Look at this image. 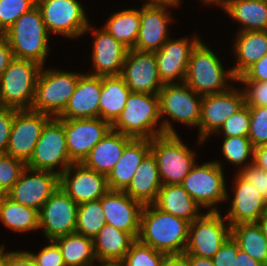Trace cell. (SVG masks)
<instances>
[{"label": "cell", "mask_w": 267, "mask_h": 266, "mask_svg": "<svg viewBox=\"0 0 267 266\" xmlns=\"http://www.w3.org/2000/svg\"><path fill=\"white\" fill-rule=\"evenodd\" d=\"M160 118L158 94L131 92L124 110L111 128L134 139L151 140L163 134H177L170 119H162L159 125Z\"/></svg>", "instance_id": "obj_1"}, {"label": "cell", "mask_w": 267, "mask_h": 266, "mask_svg": "<svg viewBox=\"0 0 267 266\" xmlns=\"http://www.w3.org/2000/svg\"><path fill=\"white\" fill-rule=\"evenodd\" d=\"M188 228V221L148 204L142 210L138 240L166 255H180L186 249Z\"/></svg>", "instance_id": "obj_2"}, {"label": "cell", "mask_w": 267, "mask_h": 266, "mask_svg": "<svg viewBox=\"0 0 267 266\" xmlns=\"http://www.w3.org/2000/svg\"><path fill=\"white\" fill-rule=\"evenodd\" d=\"M4 34L14 58L30 60L44 67L50 50L49 33L37 6L22 14Z\"/></svg>", "instance_id": "obj_3"}, {"label": "cell", "mask_w": 267, "mask_h": 266, "mask_svg": "<svg viewBox=\"0 0 267 266\" xmlns=\"http://www.w3.org/2000/svg\"><path fill=\"white\" fill-rule=\"evenodd\" d=\"M229 79L237 82L231 68L225 70L214 51L200 40L191 52L184 82L205 96L228 90L232 87Z\"/></svg>", "instance_id": "obj_4"}, {"label": "cell", "mask_w": 267, "mask_h": 266, "mask_svg": "<svg viewBox=\"0 0 267 266\" xmlns=\"http://www.w3.org/2000/svg\"><path fill=\"white\" fill-rule=\"evenodd\" d=\"M42 67L30 60L14 58L0 76V107L31 109Z\"/></svg>", "instance_id": "obj_5"}, {"label": "cell", "mask_w": 267, "mask_h": 266, "mask_svg": "<svg viewBox=\"0 0 267 266\" xmlns=\"http://www.w3.org/2000/svg\"><path fill=\"white\" fill-rule=\"evenodd\" d=\"M82 74L42 67L31 110L57 118L73 95Z\"/></svg>", "instance_id": "obj_6"}, {"label": "cell", "mask_w": 267, "mask_h": 266, "mask_svg": "<svg viewBox=\"0 0 267 266\" xmlns=\"http://www.w3.org/2000/svg\"><path fill=\"white\" fill-rule=\"evenodd\" d=\"M178 134H163L150 140V151L156 158L162 185L181 184L196 163L195 152Z\"/></svg>", "instance_id": "obj_7"}, {"label": "cell", "mask_w": 267, "mask_h": 266, "mask_svg": "<svg viewBox=\"0 0 267 266\" xmlns=\"http://www.w3.org/2000/svg\"><path fill=\"white\" fill-rule=\"evenodd\" d=\"M222 167L219 161L195 163L180 184L203 209L219 211L217 204L229 199Z\"/></svg>", "instance_id": "obj_8"}, {"label": "cell", "mask_w": 267, "mask_h": 266, "mask_svg": "<svg viewBox=\"0 0 267 266\" xmlns=\"http://www.w3.org/2000/svg\"><path fill=\"white\" fill-rule=\"evenodd\" d=\"M71 164L66 143L64 119L52 117L45 124L26 167L32 170L51 171L60 175ZM60 165L62 170H55Z\"/></svg>", "instance_id": "obj_9"}, {"label": "cell", "mask_w": 267, "mask_h": 266, "mask_svg": "<svg viewBox=\"0 0 267 266\" xmlns=\"http://www.w3.org/2000/svg\"><path fill=\"white\" fill-rule=\"evenodd\" d=\"M231 236V226L220 211L206 213L189 223L184 254L212 258Z\"/></svg>", "instance_id": "obj_10"}, {"label": "cell", "mask_w": 267, "mask_h": 266, "mask_svg": "<svg viewBox=\"0 0 267 266\" xmlns=\"http://www.w3.org/2000/svg\"><path fill=\"white\" fill-rule=\"evenodd\" d=\"M36 6L49 34L75 39L85 34L90 23L78 0H36Z\"/></svg>", "instance_id": "obj_11"}, {"label": "cell", "mask_w": 267, "mask_h": 266, "mask_svg": "<svg viewBox=\"0 0 267 266\" xmlns=\"http://www.w3.org/2000/svg\"><path fill=\"white\" fill-rule=\"evenodd\" d=\"M78 204L59 186L39 211V229L47 241L75 233Z\"/></svg>", "instance_id": "obj_12"}, {"label": "cell", "mask_w": 267, "mask_h": 266, "mask_svg": "<svg viewBox=\"0 0 267 266\" xmlns=\"http://www.w3.org/2000/svg\"><path fill=\"white\" fill-rule=\"evenodd\" d=\"M244 105V93L239 88L230 87L224 92L203 96L198 144L204 143V140L217 132L223 123Z\"/></svg>", "instance_id": "obj_13"}, {"label": "cell", "mask_w": 267, "mask_h": 266, "mask_svg": "<svg viewBox=\"0 0 267 266\" xmlns=\"http://www.w3.org/2000/svg\"><path fill=\"white\" fill-rule=\"evenodd\" d=\"M160 116L198 127L203 96L197 94L185 82L166 83L159 91Z\"/></svg>", "instance_id": "obj_14"}, {"label": "cell", "mask_w": 267, "mask_h": 266, "mask_svg": "<svg viewBox=\"0 0 267 266\" xmlns=\"http://www.w3.org/2000/svg\"><path fill=\"white\" fill-rule=\"evenodd\" d=\"M52 117L31 109H15L6 155L27 163L41 136L45 124Z\"/></svg>", "instance_id": "obj_15"}, {"label": "cell", "mask_w": 267, "mask_h": 266, "mask_svg": "<svg viewBox=\"0 0 267 266\" xmlns=\"http://www.w3.org/2000/svg\"><path fill=\"white\" fill-rule=\"evenodd\" d=\"M58 187L59 175L57 173L26 167L19 180L6 195L17 203L40 211L45 201Z\"/></svg>", "instance_id": "obj_16"}, {"label": "cell", "mask_w": 267, "mask_h": 266, "mask_svg": "<svg viewBox=\"0 0 267 266\" xmlns=\"http://www.w3.org/2000/svg\"><path fill=\"white\" fill-rule=\"evenodd\" d=\"M121 76L131 92L159 94L164 85L154 52L128 50Z\"/></svg>", "instance_id": "obj_17"}, {"label": "cell", "mask_w": 267, "mask_h": 266, "mask_svg": "<svg viewBox=\"0 0 267 266\" xmlns=\"http://www.w3.org/2000/svg\"><path fill=\"white\" fill-rule=\"evenodd\" d=\"M59 186L78 205L98 200L109 190L107 176L85 167L82 163H72L61 173Z\"/></svg>", "instance_id": "obj_18"}, {"label": "cell", "mask_w": 267, "mask_h": 266, "mask_svg": "<svg viewBox=\"0 0 267 266\" xmlns=\"http://www.w3.org/2000/svg\"><path fill=\"white\" fill-rule=\"evenodd\" d=\"M70 161L82 163L92 148L107 134L111 125L98 118L64 119Z\"/></svg>", "instance_id": "obj_19"}, {"label": "cell", "mask_w": 267, "mask_h": 266, "mask_svg": "<svg viewBox=\"0 0 267 266\" xmlns=\"http://www.w3.org/2000/svg\"><path fill=\"white\" fill-rule=\"evenodd\" d=\"M105 223L129 233L135 240L140 232L141 214L144 205L124 191L108 190L101 197Z\"/></svg>", "instance_id": "obj_20"}, {"label": "cell", "mask_w": 267, "mask_h": 266, "mask_svg": "<svg viewBox=\"0 0 267 266\" xmlns=\"http://www.w3.org/2000/svg\"><path fill=\"white\" fill-rule=\"evenodd\" d=\"M200 40L197 36L192 39L169 38L158 51L154 52L158 73L164 84L174 81L177 83V80H180V83L184 82L191 52Z\"/></svg>", "instance_id": "obj_21"}, {"label": "cell", "mask_w": 267, "mask_h": 266, "mask_svg": "<svg viewBox=\"0 0 267 266\" xmlns=\"http://www.w3.org/2000/svg\"><path fill=\"white\" fill-rule=\"evenodd\" d=\"M178 5L143 4L140 8V29L134 49L141 52L158 51L169 39L168 24L172 17L166 7Z\"/></svg>", "instance_id": "obj_22"}, {"label": "cell", "mask_w": 267, "mask_h": 266, "mask_svg": "<svg viewBox=\"0 0 267 266\" xmlns=\"http://www.w3.org/2000/svg\"><path fill=\"white\" fill-rule=\"evenodd\" d=\"M233 183L234 197L225 219L230 225L256 223L267 212L266 197L238 173Z\"/></svg>", "instance_id": "obj_23"}, {"label": "cell", "mask_w": 267, "mask_h": 266, "mask_svg": "<svg viewBox=\"0 0 267 266\" xmlns=\"http://www.w3.org/2000/svg\"><path fill=\"white\" fill-rule=\"evenodd\" d=\"M94 29V30H93ZM93 32V76L121 75L128 48L117 41L104 28L95 29L89 23L86 32Z\"/></svg>", "instance_id": "obj_24"}, {"label": "cell", "mask_w": 267, "mask_h": 266, "mask_svg": "<svg viewBox=\"0 0 267 266\" xmlns=\"http://www.w3.org/2000/svg\"><path fill=\"white\" fill-rule=\"evenodd\" d=\"M102 76L83 73L59 119H85L99 117V97Z\"/></svg>", "instance_id": "obj_25"}, {"label": "cell", "mask_w": 267, "mask_h": 266, "mask_svg": "<svg viewBox=\"0 0 267 266\" xmlns=\"http://www.w3.org/2000/svg\"><path fill=\"white\" fill-rule=\"evenodd\" d=\"M149 152V139L133 138L125 146L122 156L107 176L109 190L124 191L131 183L137 168Z\"/></svg>", "instance_id": "obj_26"}, {"label": "cell", "mask_w": 267, "mask_h": 266, "mask_svg": "<svg viewBox=\"0 0 267 266\" xmlns=\"http://www.w3.org/2000/svg\"><path fill=\"white\" fill-rule=\"evenodd\" d=\"M132 139L111 128L92 148L82 164L89 169L108 176L116 162L122 156L125 146Z\"/></svg>", "instance_id": "obj_27"}, {"label": "cell", "mask_w": 267, "mask_h": 266, "mask_svg": "<svg viewBox=\"0 0 267 266\" xmlns=\"http://www.w3.org/2000/svg\"><path fill=\"white\" fill-rule=\"evenodd\" d=\"M161 186L157 161L150 151L142 160L124 192L143 205H148L155 202Z\"/></svg>", "instance_id": "obj_28"}, {"label": "cell", "mask_w": 267, "mask_h": 266, "mask_svg": "<svg viewBox=\"0 0 267 266\" xmlns=\"http://www.w3.org/2000/svg\"><path fill=\"white\" fill-rule=\"evenodd\" d=\"M235 37L233 51L237 65L231 70L233 75L238 78L267 54V30L237 32Z\"/></svg>", "instance_id": "obj_29"}, {"label": "cell", "mask_w": 267, "mask_h": 266, "mask_svg": "<svg viewBox=\"0 0 267 266\" xmlns=\"http://www.w3.org/2000/svg\"><path fill=\"white\" fill-rule=\"evenodd\" d=\"M153 205L189 223L203 214L200 213L201 206L180 184L162 185Z\"/></svg>", "instance_id": "obj_30"}, {"label": "cell", "mask_w": 267, "mask_h": 266, "mask_svg": "<svg viewBox=\"0 0 267 266\" xmlns=\"http://www.w3.org/2000/svg\"><path fill=\"white\" fill-rule=\"evenodd\" d=\"M130 93L121 75L102 76L99 117L112 125L124 110Z\"/></svg>", "instance_id": "obj_31"}, {"label": "cell", "mask_w": 267, "mask_h": 266, "mask_svg": "<svg viewBox=\"0 0 267 266\" xmlns=\"http://www.w3.org/2000/svg\"><path fill=\"white\" fill-rule=\"evenodd\" d=\"M134 241L129 233L105 224L93 238L97 261H123Z\"/></svg>", "instance_id": "obj_32"}, {"label": "cell", "mask_w": 267, "mask_h": 266, "mask_svg": "<svg viewBox=\"0 0 267 266\" xmlns=\"http://www.w3.org/2000/svg\"><path fill=\"white\" fill-rule=\"evenodd\" d=\"M225 12L240 23L237 32L267 30L266 0H231Z\"/></svg>", "instance_id": "obj_33"}, {"label": "cell", "mask_w": 267, "mask_h": 266, "mask_svg": "<svg viewBox=\"0 0 267 266\" xmlns=\"http://www.w3.org/2000/svg\"><path fill=\"white\" fill-rule=\"evenodd\" d=\"M0 221L16 232L37 230L39 229V211L3 195L0 196Z\"/></svg>", "instance_id": "obj_34"}, {"label": "cell", "mask_w": 267, "mask_h": 266, "mask_svg": "<svg viewBox=\"0 0 267 266\" xmlns=\"http://www.w3.org/2000/svg\"><path fill=\"white\" fill-rule=\"evenodd\" d=\"M60 248L65 266H93L96 261L93 239L78 233L53 240Z\"/></svg>", "instance_id": "obj_35"}, {"label": "cell", "mask_w": 267, "mask_h": 266, "mask_svg": "<svg viewBox=\"0 0 267 266\" xmlns=\"http://www.w3.org/2000/svg\"><path fill=\"white\" fill-rule=\"evenodd\" d=\"M111 15L102 28L129 50L134 49L140 29V9H123Z\"/></svg>", "instance_id": "obj_36"}, {"label": "cell", "mask_w": 267, "mask_h": 266, "mask_svg": "<svg viewBox=\"0 0 267 266\" xmlns=\"http://www.w3.org/2000/svg\"><path fill=\"white\" fill-rule=\"evenodd\" d=\"M231 226V236L239 248L253 259L267 266V238L257 223H242Z\"/></svg>", "instance_id": "obj_37"}, {"label": "cell", "mask_w": 267, "mask_h": 266, "mask_svg": "<svg viewBox=\"0 0 267 266\" xmlns=\"http://www.w3.org/2000/svg\"><path fill=\"white\" fill-rule=\"evenodd\" d=\"M105 224L101 198L78 205L75 233L93 239Z\"/></svg>", "instance_id": "obj_38"}, {"label": "cell", "mask_w": 267, "mask_h": 266, "mask_svg": "<svg viewBox=\"0 0 267 266\" xmlns=\"http://www.w3.org/2000/svg\"><path fill=\"white\" fill-rule=\"evenodd\" d=\"M222 153L225 159L234 166L243 165L245 167L254 161V146L248 136L224 137ZM249 158L251 161L247 163Z\"/></svg>", "instance_id": "obj_39"}, {"label": "cell", "mask_w": 267, "mask_h": 266, "mask_svg": "<svg viewBox=\"0 0 267 266\" xmlns=\"http://www.w3.org/2000/svg\"><path fill=\"white\" fill-rule=\"evenodd\" d=\"M166 254L136 239L123 259L125 266H159Z\"/></svg>", "instance_id": "obj_40"}, {"label": "cell", "mask_w": 267, "mask_h": 266, "mask_svg": "<svg viewBox=\"0 0 267 266\" xmlns=\"http://www.w3.org/2000/svg\"><path fill=\"white\" fill-rule=\"evenodd\" d=\"M26 169V163L9 155H0V196L7 192L19 180Z\"/></svg>", "instance_id": "obj_41"}, {"label": "cell", "mask_w": 267, "mask_h": 266, "mask_svg": "<svg viewBox=\"0 0 267 266\" xmlns=\"http://www.w3.org/2000/svg\"><path fill=\"white\" fill-rule=\"evenodd\" d=\"M36 6V0H0V33H5L24 13Z\"/></svg>", "instance_id": "obj_42"}, {"label": "cell", "mask_w": 267, "mask_h": 266, "mask_svg": "<svg viewBox=\"0 0 267 266\" xmlns=\"http://www.w3.org/2000/svg\"><path fill=\"white\" fill-rule=\"evenodd\" d=\"M250 129L248 138L254 148L267 145V107L249 106Z\"/></svg>", "instance_id": "obj_43"}, {"label": "cell", "mask_w": 267, "mask_h": 266, "mask_svg": "<svg viewBox=\"0 0 267 266\" xmlns=\"http://www.w3.org/2000/svg\"><path fill=\"white\" fill-rule=\"evenodd\" d=\"M250 129V108L244 105L231 115L216 132L223 133V137L248 136Z\"/></svg>", "instance_id": "obj_44"}, {"label": "cell", "mask_w": 267, "mask_h": 266, "mask_svg": "<svg viewBox=\"0 0 267 266\" xmlns=\"http://www.w3.org/2000/svg\"><path fill=\"white\" fill-rule=\"evenodd\" d=\"M242 82L245 104L248 106L267 107V81L236 80ZM246 85V86H245Z\"/></svg>", "instance_id": "obj_45"}, {"label": "cell", "mask_w": 267, "mask_h": 266, "mask_svg": "<svg viewBox=\"0 0 267 266\" xmlns=\"http://www.w3.org/2000/svg\"><path fill=\"white\" fill-rule=\"evenodd\" d=\"M48 243L37 254L29 252L37 266H65L59 246L53 240Z\"/></svg>", "instance_id": "obj_46"}, {"label": "cell", "mask_w": 267, "mask_h": 266, "mask_svg": "<svg viewBox=\"0 0 267 266\" xmlns=\"http://www.w3.org/2000/svg\"><path fill=\"white\" fill-rule=\"evenodd\" d=\"M238 243L230 236L211 258L214 266H237Z\"/></svg>", "instance_id": "obj_47"}, {"label": "cell", "mask_w": 267, "mask_h": 266, "mask_svg": "<svg viewBox=\"0 0 267 266\" xmlns=\"http://www.w3.org/2000/svg\"><path fill=\"white\" fill-rule=\"evenodd\" d=\"M238 174L250 184L254 185L267 199L265 189V171L254 162L239 169Z\"/></svg>", "instance_id": "obj_48"}, {"label": "cell", "mask_w": 267, "mask_h": 266, "mask_svg": "<svg viewBox=\"0 0 267 266\" xmlns=\"http://www.w3.org/2000/svg\"><path fill=\"white\" fill-rule=\"evenodd\" d=\"M14 115V108L0 107V155L7 152Z\"/></svg>", "instance_id": "obj_49"}, {"label": "cell", "mask_w": 267, "mask_h": 266, "mask_svg": "<svg viewBox=\"0 0 267 266\" xmlns=\"http://www.w3.org/2000/svg\"><path fill=\"white\" fill-rule=\"evenodd\" d=\"M236 80L267 81V54L251 65Z\"/></svg>", "instance_id": "obj_50"}, {"label": "cell", "mask_w": 267, "mask_h": 266, "mask_svg": "<svg viewBox=\"0 0 267 266\" xmlns=\"http://www.w3.org/2000/svg\"><path fill=\"white\" fill-rule=\"evenodd\" d=\"M5 266H37L29 251L5 252Z\"/></svg>", "instance_id": "obj_51"}, {"label": "cell", "mask_w": 267, "mask_h": 266, "mask_svg": "<svg viewBox=\"0 0 267 266\" xmlns=\"http://www.w3.org/2000/svg\"><path fill=\"white\" fill-rule=\"evenodd\" d=\"M14 59L7 37L0 33V76L7 69L8 65Z\"/></svg>", "instance_id": "obj_52"}, {"label": "cell", "mask_w": 267, "mask_h": 266, "mask_svg": "<svg viewBox=\"0 0 267 266\" xmlns=\"http://www.w3.org/2000/svg\"><path fill=\"white\" fill-rule=\"evenodd\" d=\"M259 168L267 171V145L254 148V161Z\"/></svg>", "instance_id": "obj_53"}, {"label": "cell", "mask_w": 267, "mask_h": 266, "mask_svg": "<svg viewBox=\"0 0 267 266\" xmlns=\"http://www.w3.org/2000/svg\"><path fill=\"white\" fill-rule=\"evenodd\" d=\"M236 258L237 266H265L264 264L253 259L249 254L242 251L241 249L238 250Z\"/></svg>", "instance_id": "obj_54"}, {"label": "cell", "mask_w": 267, "mask_h": 266, "mask_svg": "<svg viewBox=\"0 0 267 266\" xmlns=\"http://www.w3.org/2000/svg\"><path fill=\"white\" fill-rule=\"evenodd\" d=\"M159 266H188L184 255H166Z\"/></svg>", "instance_id": "obj_55"}, {"label": "cell", "mask_w": 267, "mask_h": 266, "mask_svg": "<svg viewBox=\"0 0 267 266\" xmlns=\"http://www.w3.org/2000/svg\"><path fill=\"white\" fill-rule=\"evenodd\" d=\"M188 266H214L211 258L183 254Z\"/></svg>", "instance_id": "obj_56"}, {"label": "cell", "mask_w": 267, "mask_h": 266, "mask_svg": "<svg viewBox=\"0 0 267 266\" xmlns=\"http://www.w3.org/2000/svg\"><path fill=\"white\" fill-rule=\"evenodd\" d=\"M147 1V0H146ZM181 0H148L144 4H154V5H179Z\"/></svg>", "instance_id": "obj_57"}, {"label": "cell", "mask_w": 267, "mask_h": 266, "mask_svg": "<svg viewBox=\"0 0 267 266\" xmlns=\"http://www.w3.org/2000/svg\"><path fill=\"white\" fill-rule=\"evenodd\" d=\"M257 225L259 226L261 232L267 238V212L263 214L258 220Z\"/></svg>", "instance_id": "obj_58"}, {"label": "cell", "mask_w": 267, "mask_h": 266, "mask_svg": "<svg viewBox=\"0 0 267 266\" xmlns=\"http://www.w3.org/2000/svg\"><path fill=\"white\" fill-rule=\"evenodd\" d=\"M203 3L206 4H215V5H219L220 7L223 8V10L225 11L230 3L231 0H201Z\"/></svg>", "instance_id": "obj_59"}, {"label": "cell", "mask_w": 267, "mask_h": 266, "mask_svg": "<svg viewBox=\"0 0 267 266\" xmlns=\"http://www.w3.org/2000/svg\"><path fill=\"white\" fill-rule=\"evenodd\" d=\"M101 262V266H125L123 261H98Z\"/></svg>", "instance_id": "obj_60"}, {"label": "cell", "mask_w": 267, "mask_h": 266, "mask_svg": "<svg viewBox=\"0 0 267 266\" xmlns=\"http://www.w3.org/2000/svg\"><path fill=\"white\" fill-rule=\"evenodd\" d=\"M4 244L0 246V266H5Z\"/></svg>", "instance_id": "obj_61"}, {"label": "cell", "mask_w": 267, "mask_h": 266, "mask_svg": "<svg viewBox=\"0 0 267 266\" xmlns=\"http://www.w3.org/2000/svg\"><path fill=\"white\" fill-rule=\"evenodd\" d=\"M265 189H267V171H265Z\"/></svg>", "instance_id": "obj_62"}]
</instances>
